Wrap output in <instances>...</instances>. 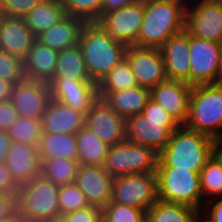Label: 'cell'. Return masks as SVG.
<instances>
[{"instance_id":"6da1fadb","label":"cell","mask_w":222,"mask_h":222,"mask_svg":"<svg viewBox=\"0 0 222 222\" xmlns=\"http://www.w3.org/2000/svg\"><path fill=\"white\" fill-rule=\"evenodd\" d=\"M217 150L218 142L215 139L180 125L158 154L156 167L190 169L200 173L202 167Z\"/></svg>"},{"instance_id":"7a4b0ae2","label":"cell","mask_w":222,"mask_h":222,"mask_svg":"<svg viewBox=\"0 0 222 222\" xmlns=\"http://www.w3.org/2000/svg\"><path fill=\"white\" fill-rule=\"evenodd\" d=\"M90 80L99 83L118 63L125 59L127 46L114 40L98 22H85L79 34Z\"/></svg>"},{"instance_id":"3957f363","label":"cell","mask_w":222,"mask_h":222,"mask_svg":"<svg viewBox=\"0 0 222 222\" xmlns=\"http://www.w3.org/2000/svg\"><path fill=\"white\" fill-rule=\"evenodd\" d=\"M186 7L187 2L181 0L144 2V20L136 46L160 48L185 30Z\"/></svg>"},{"instance_id":"277c9868","label":"cell","mask_w":222,"mask_h":222,"mask_svg":"<svg viewBox=\"0 0 222 222\" xmlns=\"http://www.w3.org/2000/svg\"><path fill=\"white\" fill-rule=\"evenodd\" d=\"M185 126L217 142L222 140V84L192 86Z\"/></svg>"},{"instance_id":"5b68a950","label":"cell","mask_w":222,"mask_h":222,"mask_svg":"<svg viewBox=\"0 0 222 222\" xmlns=\"http://www.w3.org/2000/svg\"><path fill=\"white\" fill-rule=\"evenodd\" d=\"M59 186L41 174L19 187L17 211L26 222H46L61 216Z\"/></svg>"},{"instance_id":"8992f818","label":"cell","mask_w":222,"mask_h":222,"mask_svg":"<svg viewBox=\"0 0 222 222\" xmlns=\"http://www.w3.org/2000/svg\"><path fill=\"white\" fill-rule=\"evenodd\" d=\"M158 199L190 205L203 212L200 174L190 169L156 167Z\"/></svg>"},{"instance_id":"52a82bcc","label":"cell","mask_w":222,"mask_h":222,"mask_svg":"<svg viewBox=\"0 0 222 222\" xmlns=\"http://www.w3.org/2000/svg\"><path fill=\"white\" fill-rule=\"evenodd\" d=\"M157 160L151 148L125 140L109 147L103 167L113 177L156 172Z\"/></svg>"},{"instance_id":"ba28073f","label":"cell","mask_w":222,"mask_h":222,"mask_svg":"<svg viewBox=\"0 0 222 222\" xmlns=\"http://www.w3.org/2000/svg\"><path fill=\"white\" fill-rule=\"evenodd\" d=\"M158 200L156 172L115 176L110 202L147 209Z\"/></svg>"},{"instance_id":"9c48e42d","label":"cell","mask_w":222,"mask_h":222,"mask_svg":"<svg viewBox=\"0 0 222 222\" xmlns=\"http://www.w3.org/2000/svg\"><path fill=\"white\" fill-rule=\"evenodd\" d=\"M143 20L144 3L134 0L130 5L105 13L98 23L114 40L136 46Z\"/></svg>"},{"instance_id":"30bf717a","label":"cell","mask_w":222,"mask_h":222,"mask_svg":"<svg viewBox=\"0 0 222 222\" xmlns=\"http://www.w3.org/2000/svg\"><path fill=\"white\" fill-rule=\"evenodd\" d=\"M187 3L185 31L190 36L222 43V4L219 0H199L194 7Z\"/></svg>"},{"instance_id":"8fae6325","label":"cell","mask_w":222,"mask_h":222,"mask_svg":"<svg viewBox=\"0 0 222 222\" xmlns=\"http://www.w3.org/2000/svg\"><path fill=\"white\" fill-rule=\"evenodd\" d=\"M221 44L190 36V85L218 84Z\"/></svg>"},{"instance_id":"7c38bea8","label":"cell","mask_w":222,"mask_h":222,"mask_svg":"<svg viewBox=\"0 0 222 222\" xmlns=\"http://www.w3.org/2000/svg\"><path fill=\"white\" fill-rule=\"evenodd\" d=\"M178 122L149 121L140 113L125 119L126 140L151 148L159 154L167 145Z\"/></svg>"},{"instance_id":"4fadbf2b","label":"cell","mask_w":222,"mask_h":222,"mask_svg":"<svg viewBox=\"0 0 222 222\" xmlns=\"http://www.w3.org/2000/svg\"><path fill=\"white\" fill-rule=\"evenodd\" d=\"M10 100L18 116L41 120L52 100L49 84L24 78L13 85Z\"/></svg>"},{"instance_id":"5bb4252c","label":"cell","mask_w":222,"mask_h":222,"mask_svg":"<svg viewBox=\"0 0 222 222\" xmlns=\"http://www.w3.org/2000/svg\"><path fill=\"white\" fill-rule=\"evenodd\" d=\"M125 59L130 65L138 86L151 89L167 79L159 48L127 46Z\"/></svg>"},{"instance_id":"9a60e30c","label":"cell","mask_w":222,"mask_h":222,"mask_svg":"<svg viewBox=\"0 0 222 222\" xmlns=\"http://www.w3.org/2000/svg\"><path fill=\"white\" fill-rule=\"evenodd\" d=\"M85 126L109 146L126 140L125 119L118 115L103 98L99 97L86 114Z\"/></svg>"},{"instance_id":"2e32d148","label":"cell","mask_w":222,"mask_h":222,"mask_svg":"<svg viewBox=\"0 0 222 222\" xmlns=\"http://www.w3.org/2000/svg\"><path fill=\"white\" fill-rule=\"evenodd\" d=\"M49 87L52 99L85 115L99 98L98 85L91 80L53 79Z\"/></svg>"},{"instance_id":"e0dca14e","label":"cell","mask_w":222,"mask_h":222,"mask_svg":"<svg viewBox=\"0 0 222 222\" xmlns=\"http://www.w3.org/2000/svg\"><path fill=\"white\" fill-rule=\"evenodd\" d=\"M191 88L185 82L166 79L150 89V98L180 125H185L189 114Z\"/></svg>"},{"instance_id":"ac0fdd59","label":"cell","mask_w":222,"mask_h":222,"mask_svg":"<svg viewBox=\"0 0 222 222\" xmlns=\"http://www.w3.org/2000/svg\"><path fill=\"white\" fill-rule=\"evenodd\" d=\"M113 179L103 166L79 164L75 183L89 205L102 208L110 202Z\"/></svg>"},{"instance_id":"d6986e66","label":"cell","mask_w":222,"mask_h":222,"mask_svg":"<svg viewBox=\"0 0 222 222\" xmlns=\"http://www.w3.org/2000/svg\"><path fill=\"white\" fill-rule=\"evenodd\" d=\"M167 79L190 85V35L183 30L173 35L160 48Z\"/></svg>"},{"instance_id":"ffe728a7","label":"cell","mask_w":222,"mask_h":222,"mask_svg":"<svg viewBox=\"0 0 222 222\" xmlns=\"http://www.w3.org/2000/svg\"><path fill=\"white\" fill-rule=\"evenodd\" d=\"M4 163L19 186L41 172L39 149L28 144L11 142Z\"/></svg>"},{"instance_id":"44dd1931","label":"cell","mask_w":222,"mask_h":222,"mask_svg":"<svg viewBox=\"0 0 222 222\" xmlns=\"http://www.w3.org/2000/svg\"><path fill=\"white\" fill-rule=\"evenodd\" d=\"M35 40L23 18L4 17L0 27V50L23 61Z\"/></svg>"},{"instance_id":"7402d4cb","label":"cell","mask_w":222,"mask_h":222,"mask_svg":"<svg viewBox=\"0 0 222 222\" xmlns=\"http://www.w3.org/2000/svg\"><path fill=\"white\" fill-rule=\"evenodd\" d=\"M58 53L36 39L23 60L25 78L49 84L54 79Z\"/></svg>"},{"instance_id":"603a6c76","label":"cell","mask_w":222,"mask_h":222,"mask_svg":"<svg viewBox=\"0 0 222 222\" xmlns=\"http://www.w3.org/2000/svg\"><path fill=\"white\" fill-rule=\"evenodd\" d=\"M86 115L52 99L44 113L41 124L43 133L76 134L85 126Z\"/></svg>"},{"instance_id":"cb8c5ba5","label":"cell","mask_w":222,"mask_h":222,"mask_svg":"<svg viewBox=\"0 0 222 222\" xmlns=\"http://www.w3.org/2000/svg\"><path fill=\"white\" fill-rule=\"evenodd\" d=\"M98 94L124 119L142 113L150 99V89L142 86Z\"/></svg>"},{"instance_id":"d4e9b609","label":"cell","mask_w":222,"mask_h":222,"mask_svg":"<svg viewBox=\"0 0 222 222\" xmlns=\"http://www.w3.org/2000/svg\"><path fill=\"white\" fill-rule=\"evenodd\" d=\"M84 23L80 18L66 15L36 39L43 45L60 52L78 44L79 34Z\"/></svg>"},{"instance_id":"484cf974","label":"cell","mask_w":222,"mask_h":222,"mask_svg":"<svg viewBox=\"0 0 222 222\" xmlns=\"http://www.w3.org/2000/svg\"><path fill=\"white\" fill-rule=\"evenodd\" d=\"M66 16L60 0H43L22 18L37 38Z\"/></svg>"},{"instance_id":"4316f807","label":"cell","mask_w":222,"mask_h":222,"mask_svg":"<svg viewBox=\"0 0 222 222\" xmlns=\"http://www.w3.org/2000/svg\"><path fill=\"white\" fill-rule=\"evenodd\" d=\"M38 149L40 160L63 158L78 161V147L75 134L43 133Z\"/></svg>"},{"instance_id":"83f0119b","label":"cell","mask_w":222,"mask_h":222,"mask_svg":"<svg viewBox=\"0 0 222 222\" xmlns=\"http://www.w3.org/2000/svg\"><path fill=\"white\" fill-rule=\"evenodd\" d=\"M75 137L78 147V163L103 166L110 146L100 140L87 126H83Z\"/></svg>"},{"instance_id":"f1b7e54d","label":"cell","mask_w":222,"mask_h":222,"mask_svg":"<svg viewBox=\"0 0 222 222\" xmlns=\"http://www.w3.org/2000/svg\"><path fill=\"white\" fill-rule=\"evenodd\" d=\"M200 211L190 205L157 200L146 211L147 222H194Z\"/></svg>"},{"instance_id":"f546056e","label":"cell","mask_w":222,"mask_h":222,"mask_svg":"<svg viewBox=\"0 0 222 222\" xmlns=\"http://www.w3.org/2000/svg\"><path fill=\"white\" fill-rule=\"evenodd\" d=\"M54 79L90 80L82 50L78 44L58 53Z\"/></svg>"},{"instance_id":"4dcf8cb0","label":"cell","mask_w":222,"mask_h":222,"mask_svg":"<svg viewBox=\"0 0 222 222\" xmlns=\"http://www.w3.org/2000/svg\"><path fill=\"white\" fill-rule=\"evenodd\" d=\"M203 198L222 197V154L217 150L200 170Z\"/></svg>"},{"instance_id":"1f68e13d","label":"cell","mask_w":222,"mask_h":222,"mask_svg":"<svg viewBox=\"0 0 222 222\" xmlns=\"http://www.w3.org/2000/svg\"><path fill=\"white\" fill-rule=\"evenodd\" d=\"M40 162V174L55 185L62 186L75 183L76 172L79 166L78 161L57 158L40 160Z\"/></svg>"},{"instance_id":"d6a6232c","label":"cell","mask_w":222,"mask_h":222,"mask_svg":"<svg viewBox=\"0 0 222 222\" xmlns=\"http://www.w3.org/2000/svg\"><path fill=\"white\" fill-rule=\"evenodd\" d=\"M11 142L28 144L39 148L43 136L41 120L18 116L7 131Z\"/></svg>"},{"instance_id":"836d02e7","label":"cell","mask_w":222,"mask_h":222,"mask_svg":"<svg viewBox=\"0 0 222 222\" xmlns=\"http://www.w3.org/2000/svg\"><path fill=\"white\" fill-rule=\"evenodd\" d=\"M98 92H117L138 86L126 59L118 63L98 84Z\"/></svg>"},{"instance_id":"e575fe53","label":"cell","mask_w":222,"mask_h":222,"mask_svg":"<svg viewBox=\"0 0 222 222\" xmlns=\"http://www.w3.org/2000/svg\"><path fill=\"white\" fill-rule=\"evenodd\" d=\"M66 15L84 22H98L101 19L102 0H60Z\"/></svg>"},{"instance_id":"d590c367","label":"cell","mask_w":222,"mask_h":222,"mask_svg":"<svg viewBox=\"0 0 222 222\" xmlns=\"http://www.w3.org/2000/svg\"><path fill=\"white\" fill-rule=\"evenodd\" d=\"M102 222H144L146 211L115 202L101 208Z\"/></svg>"},{"instance_id":"8d00e7d4","label":"cell","mask_w":222,"mask_h":222,"mask_svg":"<svg viewBox=\"0 0 222 222\" xmlns=\"http://www.w3.org/2000/svg\"><path fill=\"white\" fill-rule=\"evenodd\" d=\"M58 204L61 216L89 206L85 195L76 183L59 186Z\"/></svg>"},{"instance_id":"74e56055","label":"cell","mask_w":222,"mask_h":222,"mask_svg":"<svg viewBox=\"0 0 222 222\" xmlns=\"http://www.w3.org/2000/svg\"><path fill=\"white\" fill-rule=\"evenodd\" d=\"M0 78L13 84L25 78L23 61L4 50H0Z\"/></svg>"},{"instance_id":"f35d334b","label":"cell","mask_w":222,"mask_h":222,"mask_svg":"<svg viewBox=\"0 0 222 222\" xmlns=\"http://www.w3.org/2000/svg\"><path fill=\"white\" fill-rule=\"evenodd\" d=\"M43 0H0V10L5 17L22 18Z\"/></svg>"},{"instance_id":"ab89813d","label":"cell","mask_w":222,"mask_h":222,"mask_svg":"<svg viewBox=\"0 0 222 222\" xmlns=\"http://www.w3.org/2000/svg\"><path fill=\"white\" fill-rule=\"evenodd\" d=\"M63 217L68 222H102L101 207L95 205L67 213Z\"/></svg>"},{"instance_id":"60d3db41","label":"cell","mask_w":222,"mask_h":222,"mask_svg":"<svg viewBox=\"0 0 222 222\" xmlns=\"http://www.w3.org/2000/svg\"><path fill=\"white\" fill-rule=\"evenodd\" d=\"M142 114L149 121L155 122H177L158 103L151 98L148 100Z\"/></svg>"},{"instance_id":"b9f144b4","label":"cell","mask_w":222,"mask_h":222,"mask_svg":"<svg viewBox=\"0 0 222 222\" xmlns=\"http://www.w3.org/2000/svg\"><path fill=\"white\" fill-rule=\"evenodd\" d=\"M18 113L10 99L0 101V131H8L17 120Z\"/></svg>"},{"instance_id":"7bdbcfd3","label":"cell","mask_w":222,"mask_h":222,"mask_svg":"<svg viewBox=\"0 0 222 222\" xmlns=\"http://www.w3.org/2000/svg\"><path fill=\"white\" fill-rule=\"evenodd\" d=\"M19 187L4 161L0 162V193L17 196Z\"/></svg>"},{"instance_id":"ee69618b","label":"cell","mask_w":222,"mask_h":222,"mask_svg":"<svg viewBox=\"0 0 222 222\" xmlns=\"http://www.w3.org/2000/svg\"><path fill=\"white\" fill-rule=\"evenodd\" d=\"M17 211V196L0 193V221Z\"/></svg>"},{"instance_id":"f6af8a7d","label":"cell","mask_w":222,"mask_h":222,"mask_svg":"<svg viewBox=\"0 0 222 222\" xmlns=\"http://www.w3.org/2000/svg\"><path fill=\"white\" fill-rule=\"evenodd\" d=\"M209 201L205 204L204 207H208L209 215L206 214L207 216L205 217L209 222H222V197L214 201V203L210 208H209Z\"/></svg>"},{"instance_id":"bcb514c9","label":"cell","mask_w":222,"mask_h":222,"mask_svg":"<svg viewBox=\"0 0 222 222\" xmlns=\"http://www.w3.org/2000/svg\"><path fill=\"white\" fill-rule=\"evenodd\" d=\"M134 0H102L101 17L113 10L120 9L123 6L130 5Z\"/></svg>"},{"instance_id":"7dc6e473","label":"cell","mask_w":222,"mask_h":222,"mask_svg":"<svg viewBox=\"0 0 222 222\" xmlns=\"http://www.w3.org/2000/svg\"><path fill=\"white\" fill-rule=\"evenodd\" d=\"M11 140L6 131H0V162L5 160Z\"/></svg>"},{"instance_id":"c3c4849f","label":"cell","mask_w":222,"mask_h":222,"mask_svg":"<svg viewBox=\"0 0 222 222\" xmlns=\"http://www.w3.org/2000/svg\"><path fill=\"white\" fill-rule=\"evenodd\" d=\"M13 83L5 81L0 78V101L8 100L11 98Z\"/></svg>"},{"instance_id":"681fc988","label":"cell","mask_w":222,"mask_h":222,"mask_svg":"<svg viewBox=\"0 0 222 222\" xmlns=\"http://www.w3.org/2000/svg\"><path fill=\"white\" fill-rule=\"evenodd\" d=\"M0 222H25V219L16 211L13 215Z\"/></svg>"},{"instance_id":"f907efd6","label":"cell","mask_w":222,"mask_h":222,"mask_svg":"<svg viewBox=\"0 0 222 222\" xmlns=\"http://www.w3.org/2000/svg\"><path fill=\"white\" fill-rule=\"evenodd\" d=\"M218 84H222V43L220 48V63H219V70H218Z\"/></svg>"},{"instance_id":"816d5d0a","label":"cell","mask_w":222,"mask_h":222,"mask_svg":"<svg viewBox=\"0 0 222 222\" xmlns=\"http://www.w3.org/2000/svg\"><path fill=\"white\" fill-rule=\"evenodd\" d=\"M46 222H68L63 216H59Z\"/></svg>"},{"instance_id":"f5cc1de1","label":"cell","mask_w":222,"mask_h":222,"mask_svg":"<svg viewBox=\"0 0 222 222\" xmlns=\"http://www.w3.org/2000/svg\"><path fill=\"white\" fill-rule=\"evenodd\" d=\"M202 214L204 215V214H206V213H199L197 219H196L194 222H209V221L205 218V215H204V217H203ZM200 216H202V217H200ZM201 218H204V219H201Z\"/></svg>"},{"instance_id":"db71d44e","label":"cell","mask_w":222,"mask_h":222,"mask_svg":"<svg viewBox=\"0 0 222 222\" xmlns=\"http://www.w3.org/2000/svg\"><path fill=\"white\" fill-rule=\"evenodd\" d=\"M4 17H5L4 13L0 10V27Z\"/></svg>"},{"instance_id":"11a10c76","label":"cell","mask_w":222,"mask_h":222,"mask_svg":"<svg viewBox=\"0 0 222 222\" xmlns=\"http://www.w3.org/2000/svg\"><path fill=\"white\" fill-rule=\"evenodd\" d=\"M218 150L221 152V154H222V140H220L219 142H218Z\"/></svg>"},{"instance_id":"9f6ffc18","label":"cell","mask_w":222,"mask_h":222,"mask_svg":"<svg viewBox=\"0 0 222 222\" xmlns=\"http://www.w3.org/2000/svg\"><path fill=\"white\" fill-rule=\"evenodd\" d=\"M135 1H139V2H149V1H157V0H135Z\"/></svg>"}]
</instances>
